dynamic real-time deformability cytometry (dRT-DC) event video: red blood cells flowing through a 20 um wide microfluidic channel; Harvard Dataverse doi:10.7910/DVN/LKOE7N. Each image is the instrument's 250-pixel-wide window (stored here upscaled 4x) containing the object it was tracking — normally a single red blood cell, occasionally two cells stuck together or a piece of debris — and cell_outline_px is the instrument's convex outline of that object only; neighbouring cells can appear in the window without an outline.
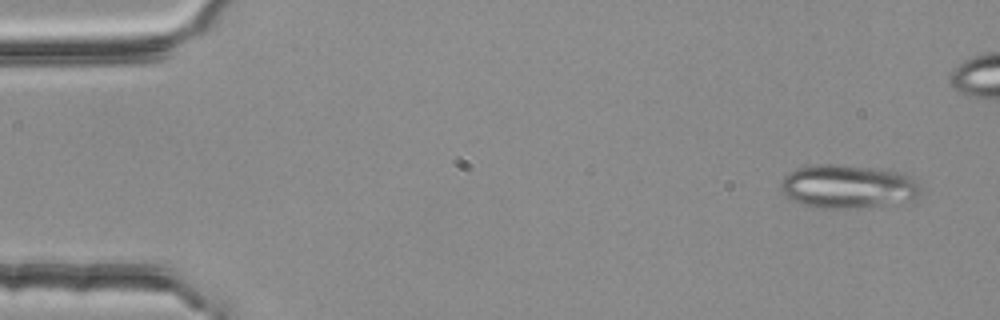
{"species": "common noctule bat (a hibernating species)", "species_latin": "Nyctalus noctula", "temperature_condition": "room temperature", "stored_images_in_passage": 4, "camera_frame_rate_fps": 3000, "um_per_image_px": 0.085, "animal": {"sex": "female", "body_mass_g": 25.1}, "frame": {"image": 1, "passage_image": 1, "time_ms": 0.0, "image_size_px": [1000, 320], "cell_outline_px": [[920, 196], [912, 200], [884, 204], [848, 208], [816, 208], [788, 200], [780, 192], [780, 184], [784, 176], [788, 172], [796, 168], [820, 164], [836, 164], [904, 172], [912, 176], [920, 188]], "centroid_in_image_um": [72.01, 15.85], "position_along_channel_um": 13.0, "area_um2": 35.66}}